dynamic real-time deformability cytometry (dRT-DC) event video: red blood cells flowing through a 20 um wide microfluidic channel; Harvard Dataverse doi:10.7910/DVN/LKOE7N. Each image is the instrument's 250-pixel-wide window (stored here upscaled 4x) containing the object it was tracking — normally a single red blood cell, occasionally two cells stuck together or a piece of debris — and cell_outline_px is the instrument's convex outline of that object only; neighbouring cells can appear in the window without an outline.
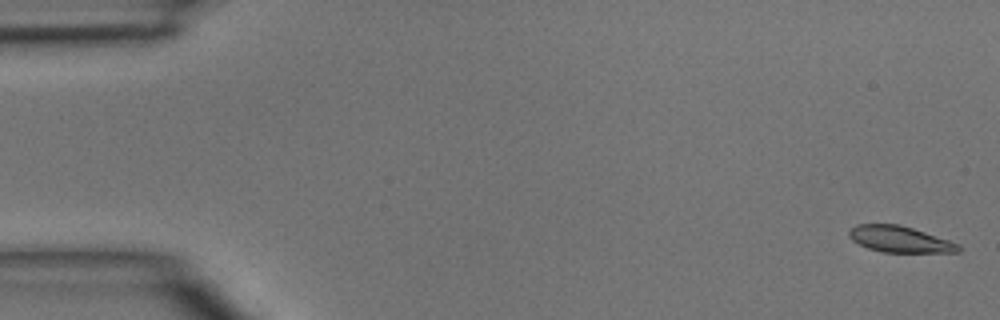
{"species": "common noctule bat (a hibernating species)", "species_latin": "Nyctalus noctula", "temperature_condition": "room temperature", "stored_images_in_passage": 46, "camera_frame_rate_fps": 3000, "um_per_image_px": 0.085, "animal": {"sex": "male", "body_mass_g": 15.6}, "frame": {"image": 1, "passage_image": 1, "time_ms": 0.0, "image_size_px": [1000, 320], "cell_outline_px": [[960, 252], [880, 252], [868, 248], [852, 240], [848, 236], [848, 232], [856, 224], [900, 224], [960, 244]], "centroid_in_image_um": [76.46, 20.33], "position_along_channel_um": 8.5, "area_um2": 16.59}}
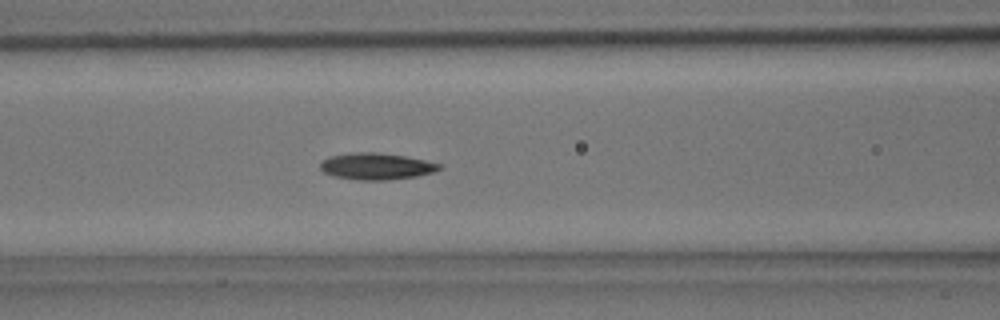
{"frame": {"image": 2, "passage_image": 19, "time_ms": 6.0, "image_size_px": [1000, 320], "cell_outline_px": [[444, 164], [440, 168], [432, 172], [416, 176], [388, 180], [356, 180], [336, 176], [324, 172], [320, 168], [320, 164], [324, 160], [332, 156], [348, 152], [376, 152], [404, 156]], "centroid_in_image_um": [31.99, 14.13], "position_along_channel_um": 134.6, "area_um2": 18.32}}
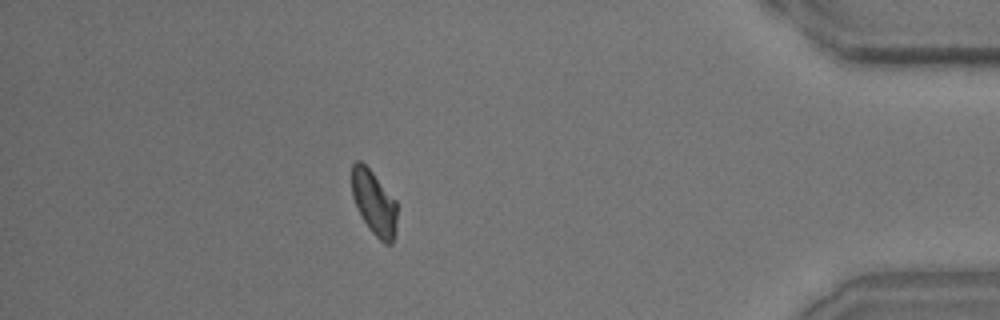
{"frame": {"image": 3, "passage_image": 41, "time_ms": 13.333, "image_size_px": [1000, 320], "cell_outline_px": [[396, 232], [392, 244], [384, 244], [372, 232], [364, 220], [352, 196], [352, 164], [356, 160], [360, 160], [372, 172], [396, 200]], "centroid_in_image_um": [31.81, 17.24], "position_along_channel_um": 403.4, "area_um2": 16.76}}